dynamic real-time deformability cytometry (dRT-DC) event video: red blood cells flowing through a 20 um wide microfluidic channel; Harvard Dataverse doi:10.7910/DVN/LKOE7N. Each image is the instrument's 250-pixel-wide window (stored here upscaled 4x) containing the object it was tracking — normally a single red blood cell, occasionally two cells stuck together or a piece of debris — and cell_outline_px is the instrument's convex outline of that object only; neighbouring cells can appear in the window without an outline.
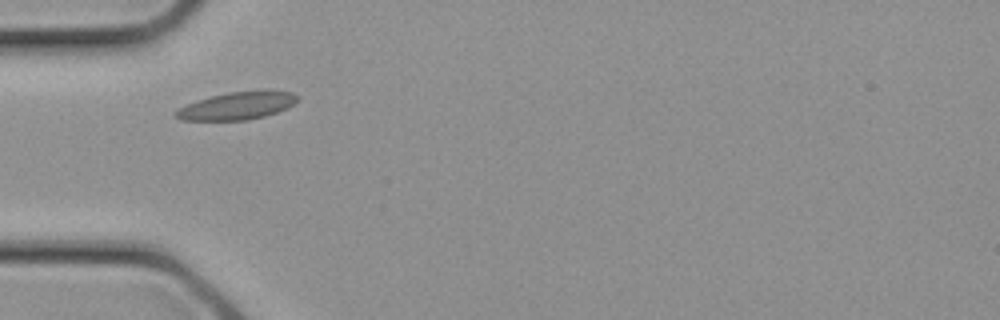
{"species": "common noctule bat (a hibernating species)", "species_latin": "Nyctalus noctula", "temperature_condition": "cold", "stored_images_in_passage": 3, "camera_frame_rate_fps": 3000, "um_per_image_px": 0.085, "animal": {"sex": "female", "body_mass_g": 21.9}, "frame": {"image": 1, "passage_image": 3, "time_ms": 0.667, "image_size_px": [1000, 320], "cell_outline_px": [[300, 96], [288, 108], [264, 116], [244, 120], [180, 120], [172, 112], [176, 108], [196, 100], [228, 92], [268, 88], [292, 92]], "centroid_in_image_um": [20.16, 8.95], "position_along_channel_um": 64.8, "area_um2": 20.06}}